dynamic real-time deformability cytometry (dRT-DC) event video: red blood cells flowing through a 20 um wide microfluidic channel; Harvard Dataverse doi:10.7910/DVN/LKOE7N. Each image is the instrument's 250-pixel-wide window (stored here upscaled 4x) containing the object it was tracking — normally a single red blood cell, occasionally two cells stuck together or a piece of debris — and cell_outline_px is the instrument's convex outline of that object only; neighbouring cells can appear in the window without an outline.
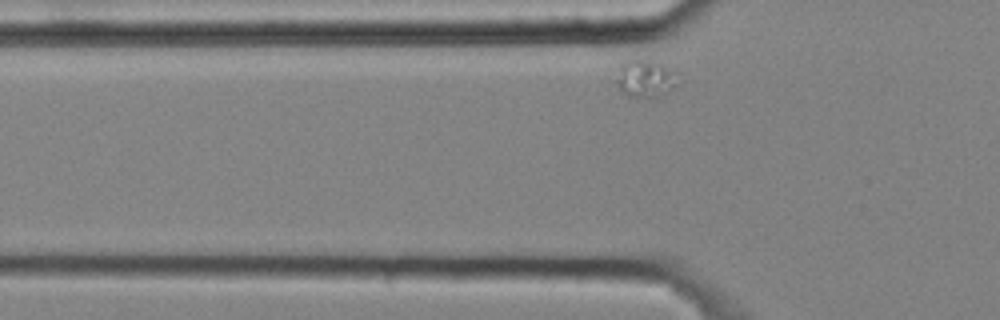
{"species": "common noctule bat (a hibernating species)", "species_latin": "Nyctalus noctula", "temperature_condition": "cold", "stored_images_in_passage": 5, "camera_frame_rate_fps": 3000, "um_per_image_px": 0.085, "animal": {"sex": "male", "body_mass_g": 20.4}, "frame": {"image": 1, "passage_image": 5, "time_ms": 1.333, "image_size_px": [1000, 320], "cell_outline_px": [[680, 84], [664, 96], [636, 100], [620, 92], [600, 76], [608, 68], [628, 56], [652, 60], [676, 68], [680, 72]], "centroid_in_image_um": [54.59, 6.63], "position_along_channel_um": 71.2, "area_um2": 17.17}}